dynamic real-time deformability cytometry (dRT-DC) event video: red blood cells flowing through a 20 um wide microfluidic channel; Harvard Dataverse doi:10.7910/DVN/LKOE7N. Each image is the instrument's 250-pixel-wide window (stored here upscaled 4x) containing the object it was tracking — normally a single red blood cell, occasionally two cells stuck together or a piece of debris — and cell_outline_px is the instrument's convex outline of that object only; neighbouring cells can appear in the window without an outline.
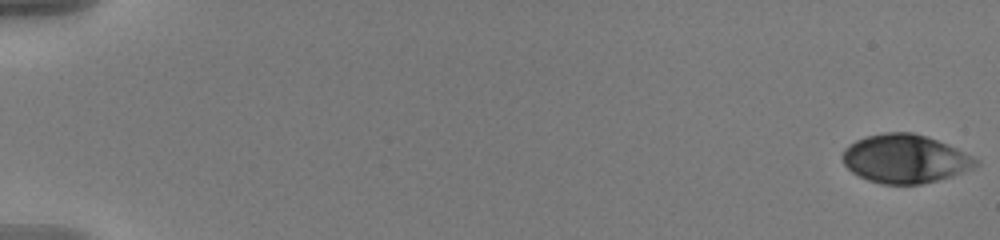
{"species": "human", "species_latin": "Homo sapiens", "temperature_condition": "warm", "stored_images_in_passage": 58, "camera_frame_rate_fps": 3000, "um_per_image_px": 0.085, "donor": {"sex": "male"}, "frame": {"image": 1, "passage_image": 1, "time_ms": 0.0, "image_size_px": [1000, 240], "cell_outline_px": [[980, 164], [972, 168], [952, 176], [920, 184], [880, 184], [868, 180], [852, 172], [844, 164], [840, 156], [844, 148], [848, 144], [856, 140], [868, 136], [884, 132], [912, 132], [928, 136], [956, 148], [980, 160]], "centroid_in_image_um": [76.91, 13.49], "position_along_channel_um": 8.1, "area_um2": 37.8}}
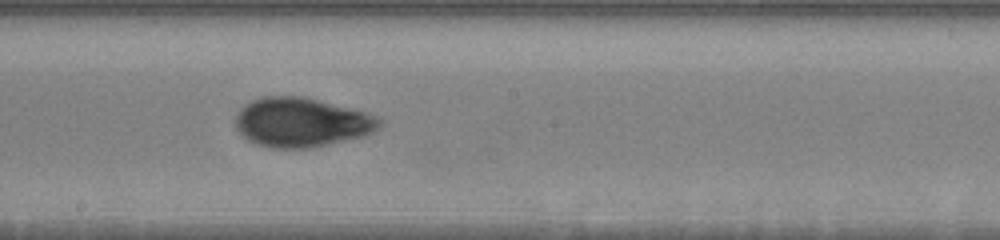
{"frame": {"image": 2, "passage_image": 34, "time_ms": 11.0, "image_size_px": [1000, 240], "cell_outline_px": [[384, 120], [380, 128], [364, 136], [308, 148], [268, 148], [256, 144], [248, 140], [236, 128], [236, 112], [244, 104], [252, 100], [264, 96], [304, 96], [380, 116]], "centroid_in_image_um": [25.63, 10.39], "position_along_channel_um": 222.6, "area_um2": 41.56}}
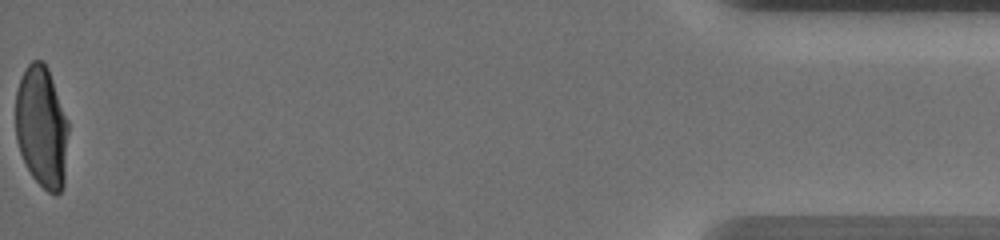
{"frame": {"image": 3, "passage_image": 58, "time_ms": 19.0, "image_size_px": [1000, 240], "cell_outline_px": [[68, 132], [64, 184], [60, 192], [56, 196], [48, 192], [32, 176], [20, 152], [16, 140], [16, 92], [20, 80], [28, 64], [32, 60], [44, 60], [48, 68], [68, 120]], "centroid_in_image_um": [3.55, 10.8], "position_along_channel_um": 431.6, "area_um2": 37.45}, "authors_computed_cell_mechanics": {"area_um2": 38.2636, "velocity_mm_per_s": 3.6262, "shape_relaxation_time_tau1_ms": 6.4098, "shape_relaxation_time_tau2_ms": 0.9843, "deformation_change_tau1": 0.1903, "deformation_change_tau2": 0.0529}}